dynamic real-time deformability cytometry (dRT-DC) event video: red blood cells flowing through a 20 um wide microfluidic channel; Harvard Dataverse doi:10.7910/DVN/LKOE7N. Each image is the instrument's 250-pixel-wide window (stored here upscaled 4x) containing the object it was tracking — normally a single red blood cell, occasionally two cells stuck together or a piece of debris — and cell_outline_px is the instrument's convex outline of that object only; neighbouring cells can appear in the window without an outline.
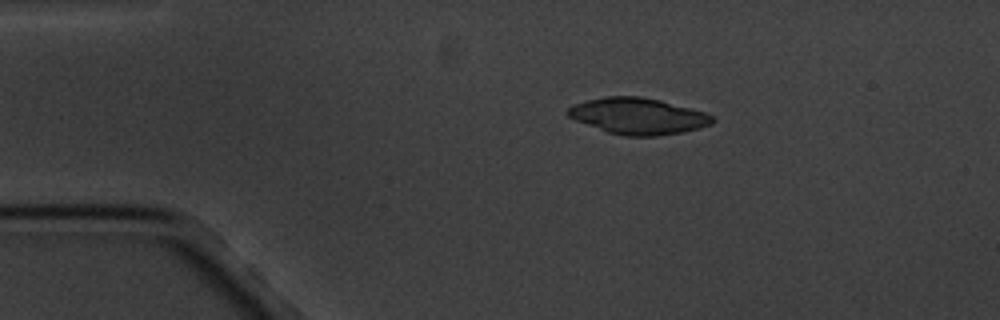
{"species": "common noctule bat (a hibernating species)", "species_latin": "Nyctalus noctula", "temperature_condition": "cold", "stored_images_in_passage": 3, "camera_frame_rate_fps": 3000, "um_per_image_px": 0.085, "animal": {"sex": "male", "body_mass_g": 20.1, "forearm_length_mm": 53.5}, "frame": {"image": 1, "passage_image": 2, "time_ms": 1.0, "image_size_px": [1000, 320], "cell_outline_px": [[716, 120], [712, 124], [700, 128], [680, 132], [656, 136], [624, 136], [608, 132], [572, 120], [564, 112], [568, 108], [576, 104], [588, 100], [608, 96], [640, 96], [660, 100], [704, 112], [712, 116]], "centroid_in_image_um": [54.2, 9.87], "position_along_channel_um": 30.8, "area_um2": 30.52}}